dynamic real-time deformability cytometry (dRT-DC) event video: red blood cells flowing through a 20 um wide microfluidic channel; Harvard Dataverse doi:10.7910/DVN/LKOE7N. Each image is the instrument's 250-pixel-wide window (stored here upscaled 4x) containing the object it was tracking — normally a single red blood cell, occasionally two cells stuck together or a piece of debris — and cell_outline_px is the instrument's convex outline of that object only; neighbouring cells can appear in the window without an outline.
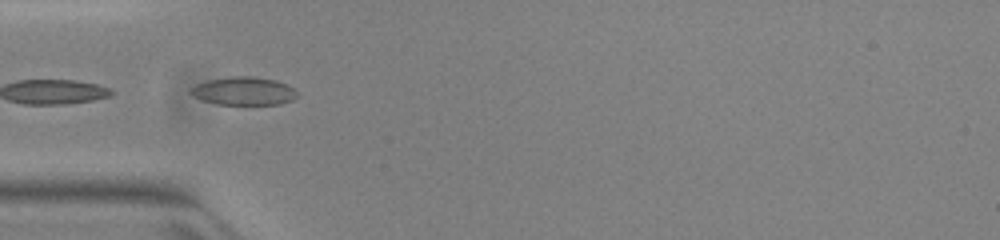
{"species": "common noctule bat (a hibernating species)", "species_latin": "Nyctalus noctula", "temperature_condition": "warm", "stored_images_in_passage": 26, "segment_of_instrument_passage": [2, 2], "camera_frame_rate_fps": 3000, "um_per_image_px": 0.085, "animal": {"sex": "female", "body_mass_g": 23.0, "forearm_length_mm": 53.4}, "frame": {"image": 1, "passage_image": 16, "time_ms": 5.0, "image_size_px": [1000, 240], "cell_outline_px": [[300, 96], [292, 100], [280, 104], [216, 104], [200, 100], [192, 96], [188, 92], [196, 84], [208, 80], [232, 76], [252, 76], [276, 80], [292, 88]], "centroid_in_image_um": [20.69, 7.74], "position_along_channel_um": 64.3, "area_um2": 17.51}}